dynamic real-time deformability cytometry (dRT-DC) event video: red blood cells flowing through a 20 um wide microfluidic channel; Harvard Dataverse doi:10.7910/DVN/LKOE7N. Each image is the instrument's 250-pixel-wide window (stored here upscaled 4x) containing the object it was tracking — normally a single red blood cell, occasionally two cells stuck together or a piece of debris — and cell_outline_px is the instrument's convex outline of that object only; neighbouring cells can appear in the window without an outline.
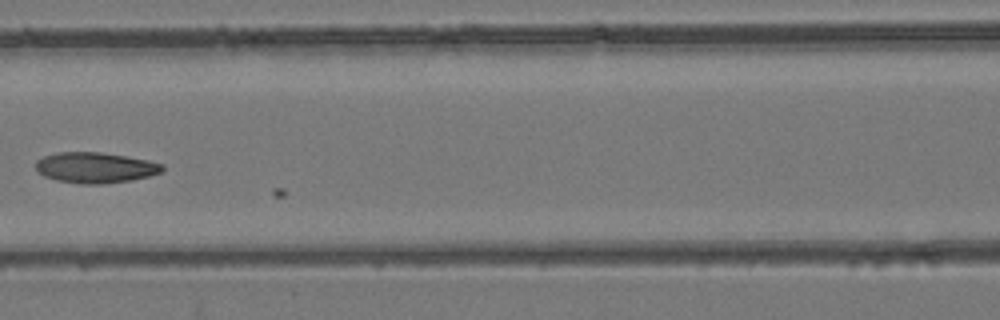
{"species": "common noctule bat (a hibernating species)", "species_latin": "Nyctalus noctula", "temperature_condition": "room temperature", "stored_images_in_passage": 23, "camera_frame_rate_fps": 3000, "um_per_image_px": 0.085, "animal": {"sex": "female", "body_mass_g": 24.6, "forearm_length_mm": 56.2}, "frame": {"image": 1, "passage_image": 22, "time_ms": 7.0, "image_size_px": [1000, 320], "cell_outline_px": [[164, 168], [160, 172], [148, 176], [132, 180], [104, 184], [80, 184], [56, 180], [44, 176], [36, 172], [36, 160], [44, 156], [60, 152], [100, 152], [148, 160], [164, 164]], "centroid_in_image_um": [8.08, 14.25], "position_along_channel_um": 158.5, "area_um2": 22.66}}